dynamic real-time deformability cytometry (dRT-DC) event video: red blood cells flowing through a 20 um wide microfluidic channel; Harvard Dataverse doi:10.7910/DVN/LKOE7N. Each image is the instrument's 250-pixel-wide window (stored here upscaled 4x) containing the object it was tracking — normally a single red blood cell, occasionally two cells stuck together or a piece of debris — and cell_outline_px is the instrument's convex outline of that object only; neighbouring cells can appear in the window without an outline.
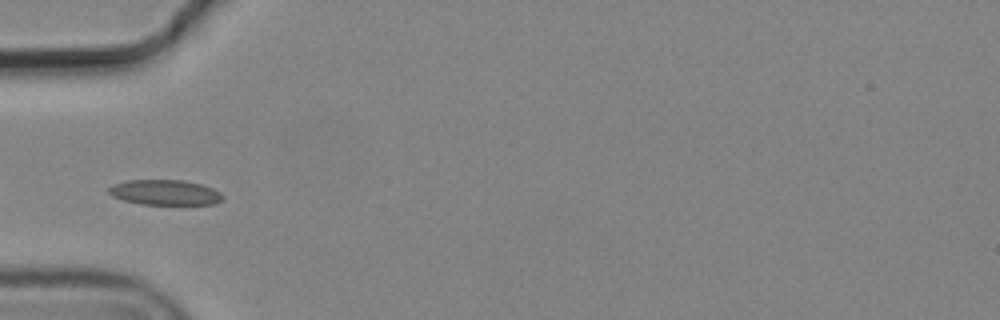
{"species": "common noctule bat (a hibernating species)", "species_latin": "Nyctalus noctula", "temperature_condition": "cold", "stored_images_in_passage": 5, "camera_frame_rate_fps": 3000, "um_per_image_px": 0.085, "animal": {"sex": "male", "body_mass_g": 19.2, "forearm_length_mm": 51.8}, "frame": {"image": 1, "passage_image": 4, "time_ms": 1.0, "image_size_px": [1000, 320], "cell_outline_px": [[224, 200], [216, 204], [140, 204], [124, 200], [112, 196], [108, 192], [108, 188], [112, 184], [128, 180], [180, 180], [200, 184], [212, 188], [220, 192], [224, 196]], "centroid_in_image_um": [14.03, 16.36], "position_along_channel_um": 71.0, "area_um2": 16.76}}
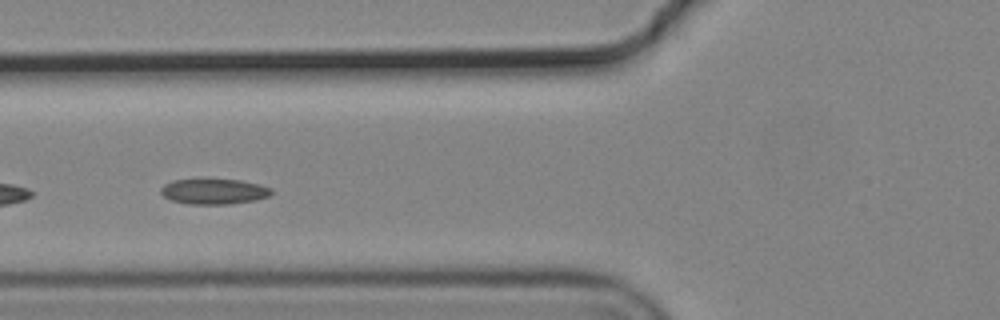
{"frame": {"image": 2, "passage_image": 5, "time_ms": 1.333, "image_size_px": [1000, 320], "cell_outline_px": [[272, 192], [268, 196], [256, 200], [228, 204], [188, 204], [172, 200], [164, 196], [160, 192], [160, 188], [164, 184], [172, 180], [196, 176], [200, 176], [240, 180], [260, 184], [272, 188]], "centroid_in_image_um": [18.13, 16.21], "position_along_channel_um": 107.7, "area_um2": 17.28}}